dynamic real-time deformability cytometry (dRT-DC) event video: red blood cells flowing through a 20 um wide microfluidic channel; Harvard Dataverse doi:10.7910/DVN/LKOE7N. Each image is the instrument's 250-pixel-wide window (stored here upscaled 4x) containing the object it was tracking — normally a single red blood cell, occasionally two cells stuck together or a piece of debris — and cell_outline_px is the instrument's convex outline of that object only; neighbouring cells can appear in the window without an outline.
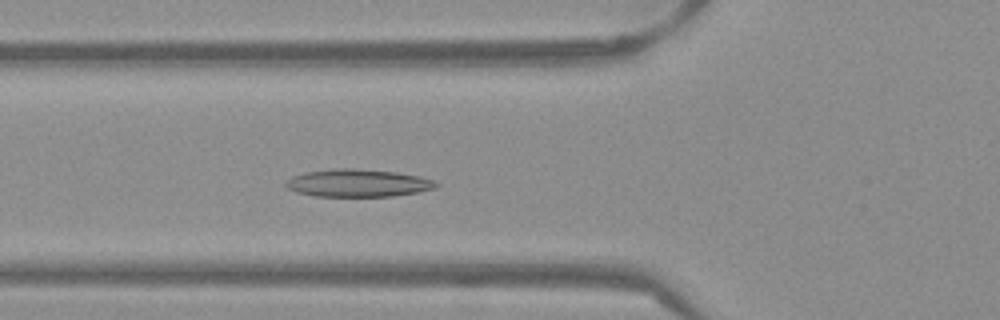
{"species": "Egyptian fruit bat (a non-hibernating species)", "species_latin": "Rousettus aegyptiacus", "temperature_condition": "warm", "stored_images_in_passage": 53, "camera_frame_rate_fps": 3000, "um_per_image_px": 0.085, "frame": {"image": 1, "passage_image": 19, "time_ms": 6.0, "image_size_px": [1000, 320], "cell_outline_px": [[440, 184], [436, 188], [416, 192], [392, 196], [316, 196], [296, 192], [288, 188], [284, 184], [292, 176], [308, 172], [336, 168], [352, 168], [396, 172], [420, 176], [432, 180]], "centroid_in_image_um": [30.43, 15.56], "position_along_channel_um": 95.4, "area_um2": 23.99}}
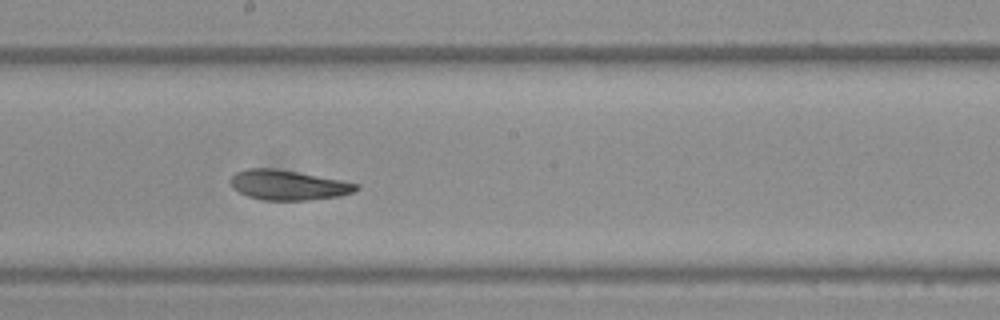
{"frame": {"image": 2, "passage_image": 29, "time_ms": 9.333, "image_size_px": [1000, 320], "cell_outline_px": [[360, 188], [352, 192], [340, 196], [308, 200], [264, 200], [248, 196], [232, 188], [228, 180], [236, 172], [248, 168], [272, 168], [344, 180], [360, 184]], "centroid_in_image_um": [24.5, 15.73], "position_along_channel_um": 223.7, "area_um2": 21.96}}
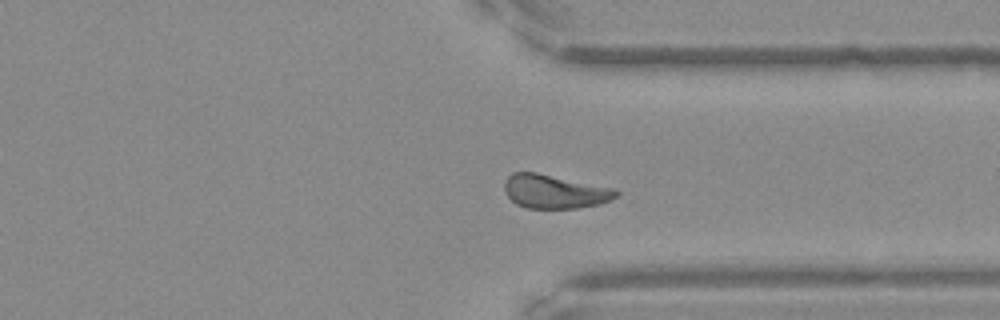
{"frame": {"image": 3, "passage_image": 40, "time_ms": 13.0, "image_size_px": [1000, 320], "cell_outline_px": [[620, 196], [600, 204], [576, 208], [528, 208], [516, 204], [508, 196], [504, 188], [504, 180], [512, 172], [536, 172], [616, 188], [620, 192]], "centroid_in_image_um": [47.18, 16.27], "position_along_channel_um": 364.2, "area_um2": 22.2}, "authors_computed_cell_mechanics": {"area_um2": 22.7732, "velocity_mm_per_s": 3.8325, "shape_relaxation_time_tau1_ms": 7.4095, "shape_relaxation_time_tau2_ms": 2.6273, "deformation_change_tau1": 0.1572, "deformation_change_tau2": 0.0735}}